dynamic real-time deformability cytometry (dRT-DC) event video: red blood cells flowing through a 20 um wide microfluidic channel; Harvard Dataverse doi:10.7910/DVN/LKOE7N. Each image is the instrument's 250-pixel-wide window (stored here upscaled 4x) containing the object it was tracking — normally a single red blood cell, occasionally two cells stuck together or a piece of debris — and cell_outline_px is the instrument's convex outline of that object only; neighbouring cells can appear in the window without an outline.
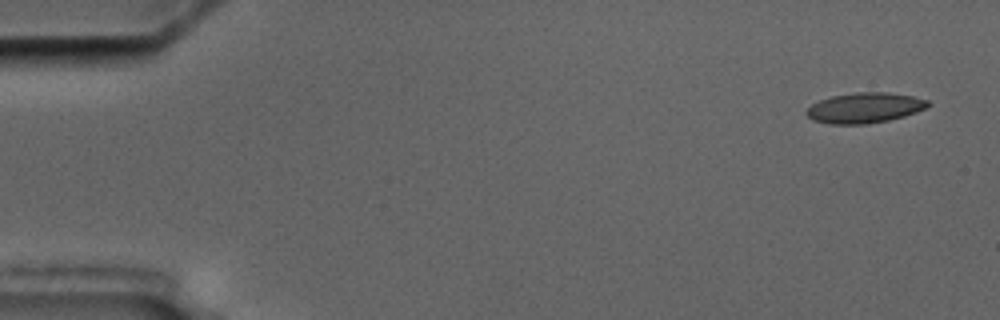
{"species": "common noctule bat (a hibernating species)", "species_latin": "Nyctalus noctula", "temperature_condition": "cold", "stored_images_in_passage": 6, "camera_frame_rate_fps": 3000, "um_per_image_px": 0.085, "animal": {"sex": "male", "body_mass_g": 17.5, "forearm_length_mm": 52.3}, "frame": {"image": 1, "passage_image": 6, "time_ms": 6.667, "image_size_px": [1000, 320], "cell_outline_px": [[932, 104], [916, 112], [904, 116], [888, 120], [864, 124], [828, 124], [812, 120], [804, 112], [812, 104], [820, 100], [832, 96], [856, 92], [888, 92], [912, 96], [928, 100]], "centroid_in_image_um": [73.48, 9.16], "position_along_channel_um": 11.5, "area_um2": 21.44}}